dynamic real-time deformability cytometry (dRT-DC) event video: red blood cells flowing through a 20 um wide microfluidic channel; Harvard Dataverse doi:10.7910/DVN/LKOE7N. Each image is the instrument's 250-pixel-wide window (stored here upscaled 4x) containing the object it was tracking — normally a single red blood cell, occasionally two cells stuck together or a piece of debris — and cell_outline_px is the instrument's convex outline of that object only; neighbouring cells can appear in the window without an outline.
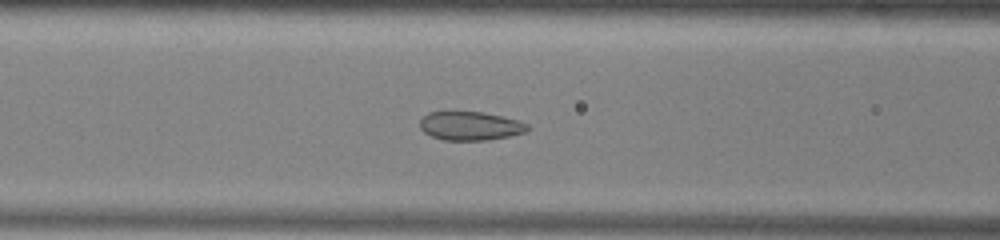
{"species": "common noctule bat (a hibernating species)", "species_latin": "Nyctalus noctula", "temperature_condition": "warm", "stored_images_in_passage": 42, "camera_frame_rate_fps": 3000, "um_per_image_px": 0.085, "animal": {"sex": "male", "body_mass_g": 13.0, "forearm_length_mm": 53.1}, "frame": {"image": 1, "passage_image": 11, "time_ms": 3.333, "image_size_px": [1000, 240], "cell_outline_px": [[528, 132], [508, 136], [484, 140], [444, 140], [432, 136], [424, 132], [420, 128], [420, 120], [428, 112], [480, 112], [504, 116], [520, 120], [528, 124]], "centroid_in_image_um": [40.0, 10.7], "position_along_channel_um": 126.6, "area_um2": 17.98}}
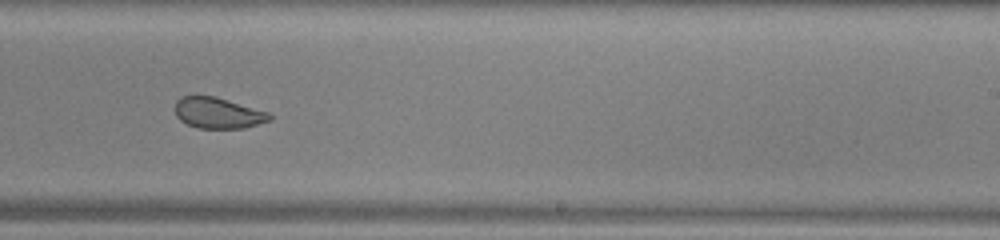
{"frame": {"image": 2, "passage_image": 22, "time_ms": 7.0, "image_size_px": [1000, 240], "cell_outline_px": [[272, 120], [244, 128], [196, 128], [180, 120], [176, 116], [176, 100], [184, 96], [216, 96], [268, 112], [272, 116]], "centroid_in_image_um": [18.55, 9.61], "position_along_channel_um": 270.5, "area_um2": 16.99}}
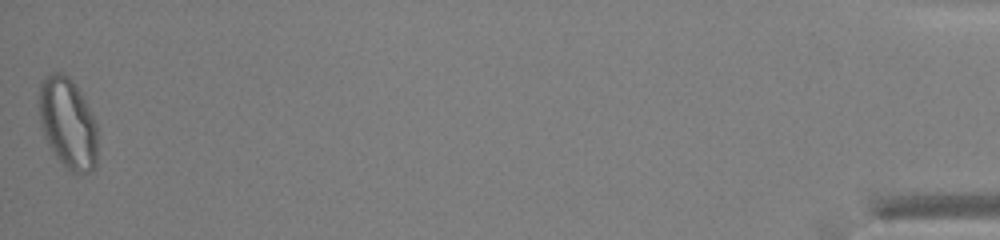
{"frame": {"image": 3, "passage_image": 42, "time_ms": 13.667, "image_size_px": [1000, 240], "cell_outline_px": [[96, 168], [92, 172], [80, 176], [76, 176], [64, 168], [48, 144], [44, 136], [40, 120], [40, 84], [52, 72], [60, 72], [68, 76], [80, 92], [96, 124]], "centroid_in_image_um": [5.78, 10.57], "position_along_channel_um": 429.4, "area_um2": 30.81}, "authors_computed_cell_mechanics": {"area_um2": 20.1144, "velocity_mm_per_s": 3.9295, "shape_relaxation_time_tau1_ms": 10.9262, "shape_relaxation_time_tau2_ms": 1.0272, "deformation_change_tau1": 0.1821, "deformation_change_tau2": 0.061}}